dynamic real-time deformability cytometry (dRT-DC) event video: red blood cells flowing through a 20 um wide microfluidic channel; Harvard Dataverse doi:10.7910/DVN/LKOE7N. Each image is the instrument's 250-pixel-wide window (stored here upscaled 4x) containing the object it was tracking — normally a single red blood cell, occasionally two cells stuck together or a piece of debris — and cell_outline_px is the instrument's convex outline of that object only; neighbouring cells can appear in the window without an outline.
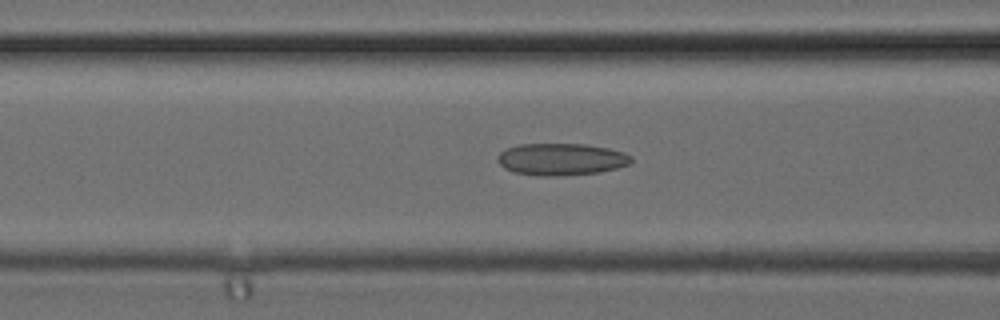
{"species": "common noctule bat (a hibernating species)", "species_latin": "Nyctalus noctula", "temperature_condition": "cold", "stored_images_in_passage": 5, "segment_of_instrument_passage": [1, 2], "camera_frame_rate_fps": 3000, "um_per_image_px": 0.085, "animal": {"sex": "female", "body_mass_g": 24.6, "forearm_length_mm": 56.2}, "frame": {"image": 1, "passage_image": 3, "time_ms": 0.667, "image_size_px": [1000, 320], "cell_outline_px": [[632, 160], [628, 164], [616, 168], [600, 172], [556, 176], [540, 176], [512, 172], [504, 168], [496, 160], [496, 156], [500, 152], [508, 148], [520, 144], [588, 144], [608, 148], [624, 152], [632, 156]], "centroid_in_image_um": [47.68, 13.54], "position_along_channel_um": 118.9, "area_um2": 25.03}}